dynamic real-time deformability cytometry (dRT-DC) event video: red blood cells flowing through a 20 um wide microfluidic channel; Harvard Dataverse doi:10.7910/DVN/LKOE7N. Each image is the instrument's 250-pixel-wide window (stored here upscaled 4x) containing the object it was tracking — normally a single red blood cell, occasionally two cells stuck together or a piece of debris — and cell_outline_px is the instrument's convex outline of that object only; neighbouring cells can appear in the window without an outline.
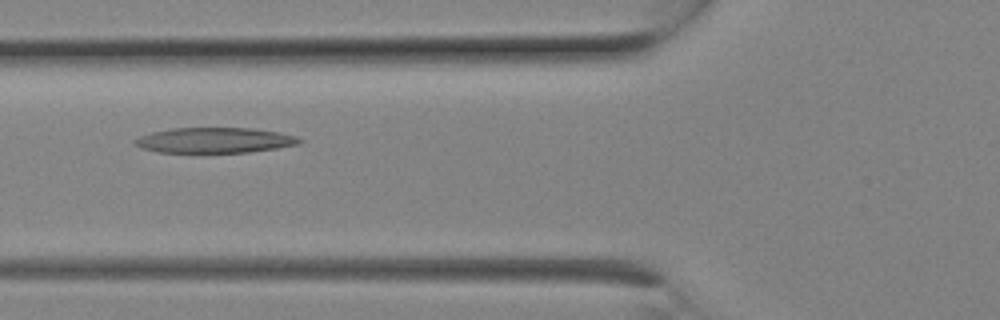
{"species": "Egyptian fruit bat (a non-hibernating species)", "species_latin": "Rousettus aegyptiacus", "temperature_condition": "room temperature", "stored_images_in_passage": 9, "camera_frame_rate_fps": 3000, "um_per_image_px": 0.085, "animal": {"sex": "female"}, "frame": {"image": 1, "passage_image": 8, "time_ms": 2.333, "image_size_px": [1000, 320], "cell_outline_px": [[304, 140], [300, 144], [276, 148], [248, 152], [156, 152], [140, 148], [132, 144], [132, 140], [140, 136], [152, 132], [172, 128], [252, 128], [276, 132], [296, 136]], "centroid_in_image_um": [18.2, 11.92], "position_along_channel_um": 107.6, "area_um2": 24.33}}
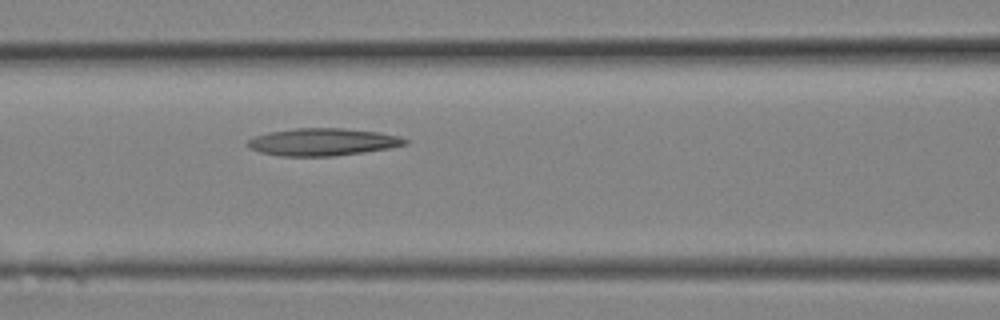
{"frame": {"image": 2, "passage_image": 9, "time_ms": 2.667, "image_size_px": [1000, 320], "cell_outline_px": [[408, 144], [388, 148], [364, 152], [336, 156], [280, 156], [260, 152], [248, 148], [244, 144], [252, 136], [268, 132], [296, 128], [344, 128], [376, 132], [400, 136], [408, 140]], "centroid_in_image_um": [27.37, 12.07], "position_along_channel_um": 139.2, "area_um2": 25.32}}